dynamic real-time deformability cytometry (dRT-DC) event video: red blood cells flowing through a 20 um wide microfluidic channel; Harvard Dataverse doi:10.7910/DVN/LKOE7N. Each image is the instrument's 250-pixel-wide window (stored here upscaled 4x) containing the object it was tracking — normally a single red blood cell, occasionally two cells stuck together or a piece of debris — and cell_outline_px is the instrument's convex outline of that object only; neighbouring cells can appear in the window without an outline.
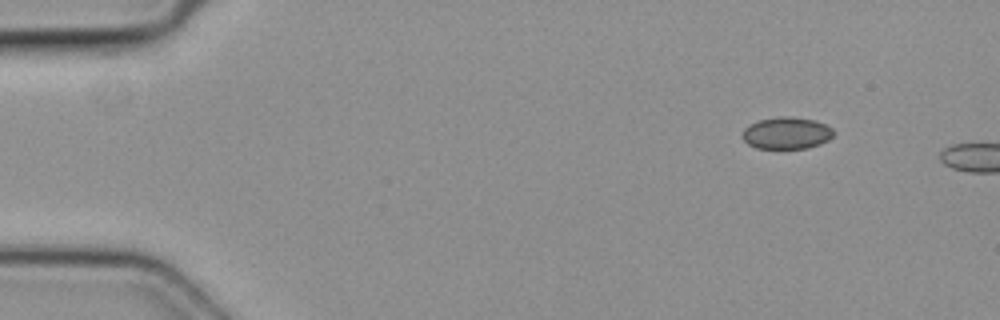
{"species": "common noctule bat (a hibernating species)", "species_latin": "Nyctalus noctula", "temperature_condition": "cold", "stored_images_in_passage": 5, "segment_of_instrument_passage": [2, 2], "camera_frame_rate_fps": 3000, "um_per_image_px": 0.085, "animal": {"sex": "female", "body_mass_g": 19.3, "forearm_length_mm": 54.1}, "frame": {"image": 1, "passage_image": 5, "time_ms": 1.333, "image_size_px": [1000, 320], "cell_outline_px": [[832, 136], [828, 140], [820, 144], [808, 148], [756, 148], [748, 144], [740, 136], [744, 128], [748, 124], [760, 120], [780, 116], [792, 116], [816, 120], [832, 128]], "centroid_in_image_um": [66.83, 11.3], "position_along_channel_um": 18.2, "area_um2": 17.05}}